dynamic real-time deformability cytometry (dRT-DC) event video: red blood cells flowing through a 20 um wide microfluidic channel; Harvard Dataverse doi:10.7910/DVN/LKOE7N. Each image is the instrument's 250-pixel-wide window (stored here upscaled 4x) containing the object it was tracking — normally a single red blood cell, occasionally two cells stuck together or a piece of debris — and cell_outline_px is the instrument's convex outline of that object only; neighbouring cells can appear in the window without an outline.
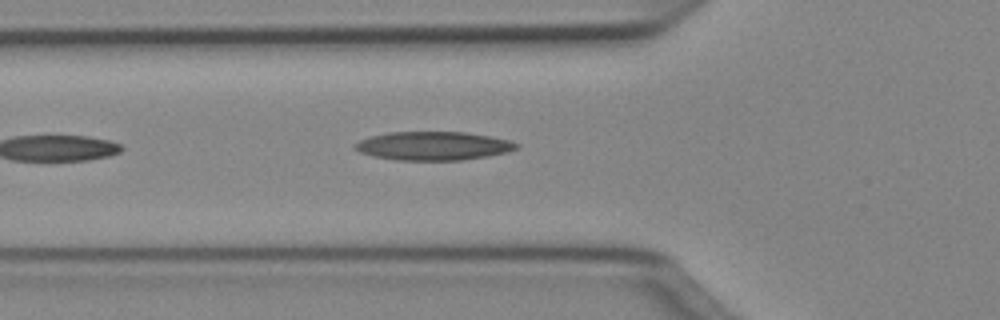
{"species": "Egyptian fruit bat (a non-hibernating species)", "species_latin": "Rousettus aegyptiacus", "temperature_condition": "cold", "stored_images_in_passage": 10, "camera_frame_rate_fps": 3000, "um_per_image_px": 0.085, "animal": {"sex": "female"}, "frame": {"image": 1, "passage_image": 5, "time_ms": 1.333, "image_size_px": [1000, 320], "cell_outline_px": [[520, 148], [508, 152], [488, 156], [460, 160], [396, 160], [372, 156], [360, 152], [352, 148], [352, 144], [368, 136], [388, 132], [464, 132], [512, 140], [520, 144]], "centroid_in_image_um": [36.82, 12.4], "position_along_channel_um": 89.0, "area_um2": 27.22}}